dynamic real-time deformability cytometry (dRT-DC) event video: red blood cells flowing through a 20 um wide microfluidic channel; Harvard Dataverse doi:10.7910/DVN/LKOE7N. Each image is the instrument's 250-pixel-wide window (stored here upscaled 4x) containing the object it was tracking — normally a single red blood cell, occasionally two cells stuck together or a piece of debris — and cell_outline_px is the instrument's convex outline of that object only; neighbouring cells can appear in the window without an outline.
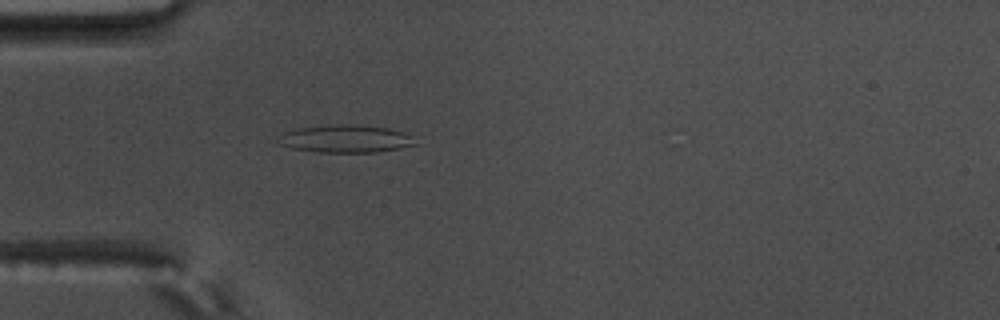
{"species": "common noctule bat (a hibernating species)", "species_latin": "Nyctalus noctula", "temperature_condition": "warm", "stored_images_in_passage": 56, "camera_frame_rate_fps": 3000, "um_per_image_px": 0.085, "animal": {"sex": "male", "body_mass_g": 17.5, "forearm_length_mm": 52.3}, "frame": {"image": 1, "passage_image": 17, "time_ms": 5.333, "image_size_px": [1000, 320], "cell_outline_px": [[416, 144], [400, 148], [376, 152], [316, 152], [292, 148], [280, 144], [284, 132], [296, 128], [336, 124], [356, 124], [388, 128], [404, 132], [412, 136]], "centroid_in_image_um": [29.42, 11.79], "position_along_channel_um": 55.6, "area_um2": 21.91}}
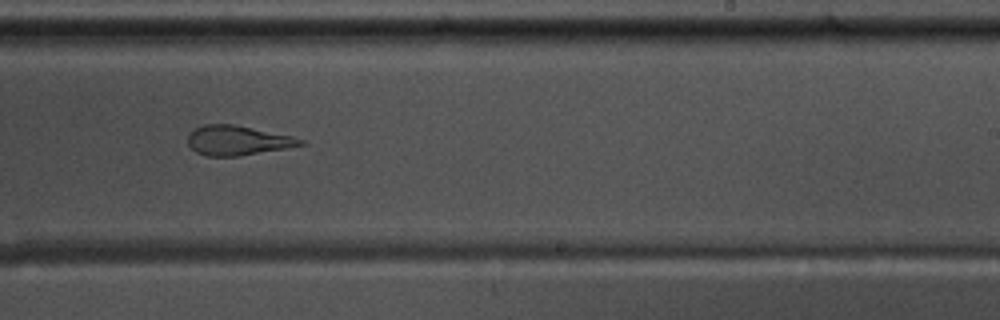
{"frame": {"image": 2, "passage_image": 35, "time_ms": 11.333, "image_size_px": [1000, 320], "cell_outline_px": [[304, 144], [288, 148], [240, 156], [208, 156], [196, 152], [188, 144], [188, 132], [204, 124], [232, 124], [292, 136], [304, 140]], "centroid_in_image_um": [20.17, 11.94], "position_along_channel_um": 268.8, "area_um2": 19.36}}
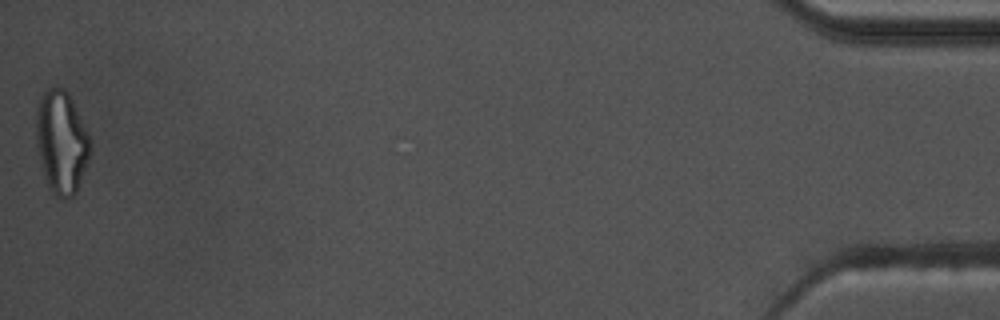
{"frame": {"image": 3, "passage_image": 56, "time_ms": 18.333, "image_size_px": [1000, 320], "cell_outline_px": [[92, 144], [76, 192], [72, 196], [64, 200], [56, 196], [48, 188], [36, 144], [36, 108], [40, 96], [48, 88], [64, 88], [68, 92], [88, 132]], "centroid_in_image_um": [5.2, 12.06], "position_along_channel_um": 430.0, "area_um2": 32.19}, "authors_computed_cell_mechanics": {"area_um2": 22.4842, "velocity_mm_per_s": 3.6693, "shape_relaxation_time_tau1_ms": null, "shape_relaxation_time_tau2_ms": 2.6357, "deformation_change_tau1": null, "deformation_change_tau2": 0.1334}}